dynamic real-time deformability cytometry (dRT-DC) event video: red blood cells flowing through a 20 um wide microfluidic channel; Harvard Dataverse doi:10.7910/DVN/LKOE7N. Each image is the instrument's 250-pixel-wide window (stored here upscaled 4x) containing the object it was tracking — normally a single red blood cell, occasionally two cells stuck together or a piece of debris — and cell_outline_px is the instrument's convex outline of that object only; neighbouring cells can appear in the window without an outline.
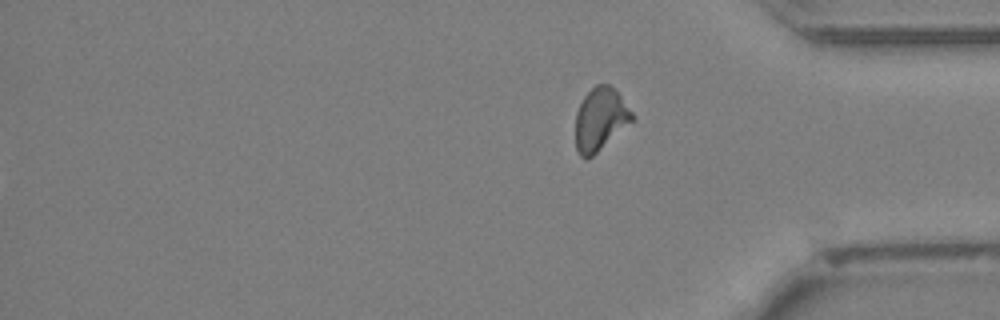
{"species": "Egyptian fruit bat (a non-hibernating species)", "species_latin": "Rousettus aegyptiacus", "temperature_condition": "cold", "stored_images_in_passage": 32, "segment_of_instrument_passage": [2, 2], "camera_frame_rate_fps": 3000, "um_per_image_px": 0.085, "animal": {"sex": "female"}, "frame": {"image": 1, "passage_image": 32, "time_ms": 10.333, "image_size_px": [1000, 320], "cell_outline_px": [[636, 120], [588, 160], [580, 156], [576, 148], [576, 112], [584, 96], [596, 84], [608, 84], [620, 96], [636, 116]], "centroid_in_image_um": [51.05, 10.17], "position_along_channel_um": 384.1, "area_um2": 20.92}}